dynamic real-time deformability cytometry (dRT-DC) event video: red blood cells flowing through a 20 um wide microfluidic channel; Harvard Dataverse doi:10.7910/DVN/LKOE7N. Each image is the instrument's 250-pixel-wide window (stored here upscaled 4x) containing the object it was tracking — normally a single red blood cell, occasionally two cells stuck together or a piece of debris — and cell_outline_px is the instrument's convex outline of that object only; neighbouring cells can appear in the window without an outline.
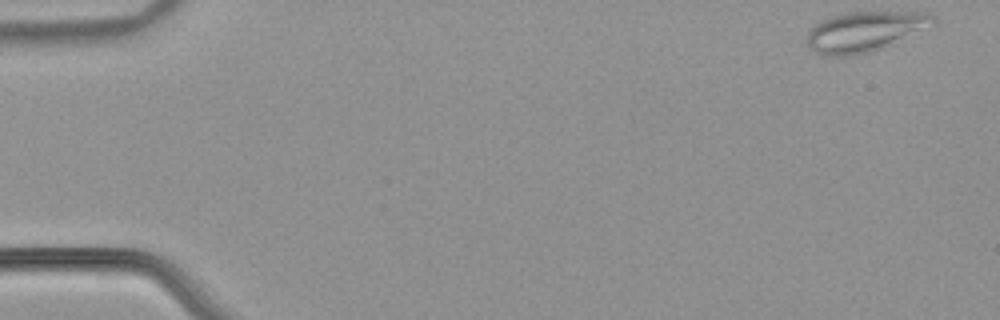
{"species": "common noctule bat (a hibernating species)", "species_latin": "Nyctalus noctula", "temperature_condition": "warm", "stored_images_in_passage": 52, "camera_frame_rate_fps": 3000, "um_per_image_px": 0.085, "animal": {"sex": "male", "body_mass_g": 21.5, "forearm_length_mm": 52.0}, "frame": {"image": 1, "passage_image": 1, "time_ms": 0.0, "image_size_px": [1000, 320], "cell_outline_px": [[936, 24], [892, 44], [880, 48], [848, 56], [828, 56], [816, 52], [808, 48], [808, 32], [816, 24], [828, 16], [844, 12], [928, 12], [936, 16]], "centroid_in_image_um": [73.53, 2.65], "position_along_channel_um": 11.5, "area_um2": 29.42}}
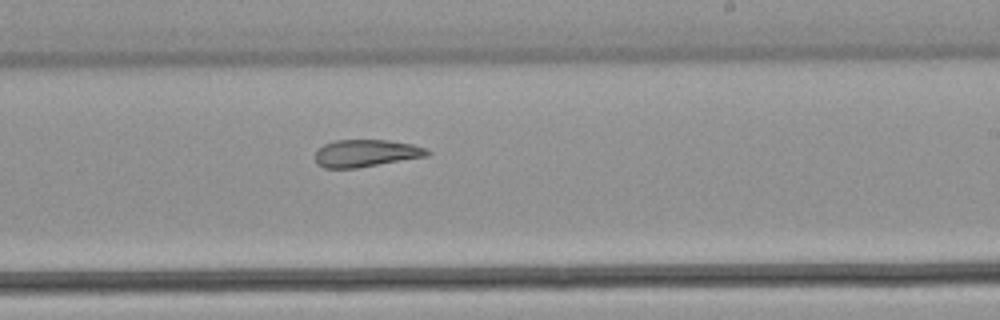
{"frame": {"image": 2, "passage_image": 31, "time_ms": 10.0, "image_size_px": [1000, 320], "cell_outline_px": [[432, 152], [428, 156], [356, 168], [324, 168], [316, 164], [316, 152], [324, 144], [336, 140], [388, 140], [412, 144], [428, 148]], "centroid_in_image_um": [31.14, 13.02], "position_along_channel_um": 257.9, "area_um2": 17.86}}
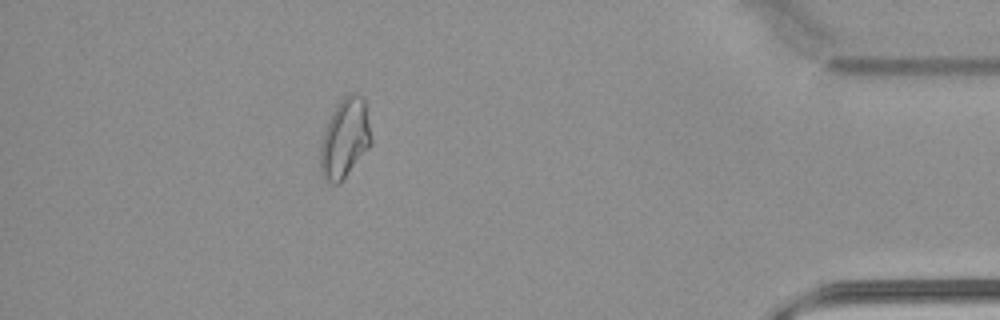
{"frame": {"image": 3, "passage_image": 46, "time_ms": 15.0, "image_size_px": [1000, 320], "cell_outline_px": [[372, 144], [340, 184], [332, 184], [324, 180], [320, 172], [320, 144], [328, 120], [336, 104], [344, 96], [352, 92], [364, 96], [372, 140]], "centroid_in_image_um": [29.31, 11.77], "position_along_channel_um": 405.9, "area_um2": 23.87}, "authors_computed_cell_mechanics": {"area_um2": 22.4842, "velocity_mm_per_s": 3.8822, "shape_relaxation_time_tau1_ms": null, "shape_relaxation_time_tau2_ms": 4.8283, "deformation_change_tau1": null, "deformation_change_tau2": 0.1484}}